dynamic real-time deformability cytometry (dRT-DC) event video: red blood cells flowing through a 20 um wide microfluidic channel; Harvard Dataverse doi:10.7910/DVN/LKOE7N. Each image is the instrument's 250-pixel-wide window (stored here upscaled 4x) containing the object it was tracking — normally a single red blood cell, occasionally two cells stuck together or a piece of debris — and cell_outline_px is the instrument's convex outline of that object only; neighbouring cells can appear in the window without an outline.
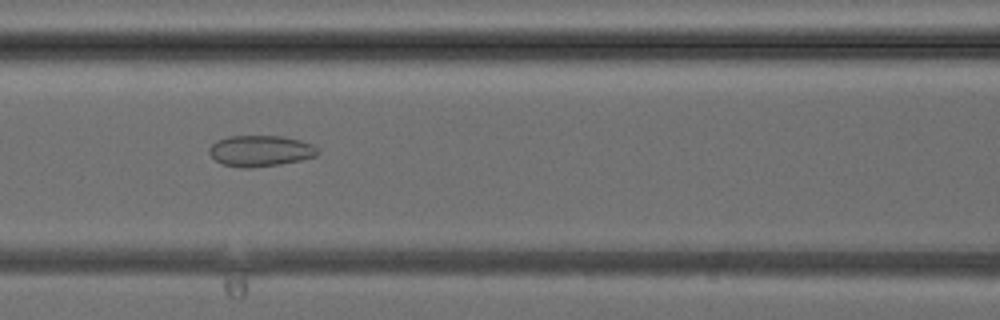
{"species": "common noctule bat (a hibernating species)", "species_latin": "Nyctalus noctula", "temperature_condition": "cold", "stored_images_in_passage": 37, "camera_frame_rate_fps": 3000, "um_per_image_px": 0.085, "animal": {"sex": "female", "body_mass_g": 24.6, "forearm_length_mm": 56.2}, "frame": {"image": 1, "passage_image": 18, "time_ms": 5.667, "image_size_px": [1000, 320], "cell_outline_px": [[320, 152], [316, 156], [300, 160], [280, 164], [248, 168], [244, 168], [224, 164], [216, 160], [208, 152], [208, 148], [216, 140], [228, 136], [284, 136], [300, 140], [312, 144]], "centroid_in_image_um": [22.13, 12.81], "position_along_channel_um": 144.5, "area_um2": 19.59}}
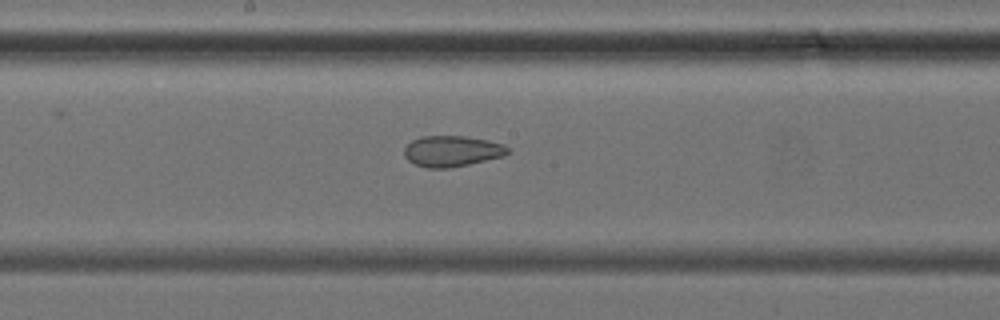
{"frame": {"image": 2, "passage_image": 22, "time_ms": 7.0, "image_size_px": [1000, 320], "cell_outline_px": [[508, 152], [504, 156], [468, 164], [448, 168], [428, 168], [416, 164], [408, 160], [404, 156], [404, 148], [412, 140], [420, 136], [464, 136], [488, 140], [504, 144], [508, 148]], "centroid_in_image_um": [38.4, 12.84], "position_along_channel_um": 209.8, "area_um2": 18.55}}
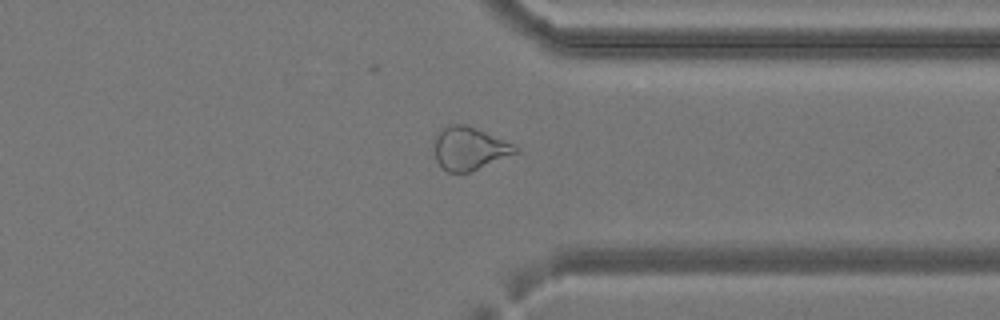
{"frame": {"image": 3, "passage_image": 32, "time_ms": 10.333, "image_size_px": [1000, 320], "cell_outline_px": [[520, 152], [468, 172], [448, 172], [440, 168], [436, 160], [436, 132], [448, 124], [468, 124], [504, 140], [520, 148]], "centroid_in_image_um": [39.9, 12.61], "position_along_channel_um": 371.5, "area_um2": 20.29}}